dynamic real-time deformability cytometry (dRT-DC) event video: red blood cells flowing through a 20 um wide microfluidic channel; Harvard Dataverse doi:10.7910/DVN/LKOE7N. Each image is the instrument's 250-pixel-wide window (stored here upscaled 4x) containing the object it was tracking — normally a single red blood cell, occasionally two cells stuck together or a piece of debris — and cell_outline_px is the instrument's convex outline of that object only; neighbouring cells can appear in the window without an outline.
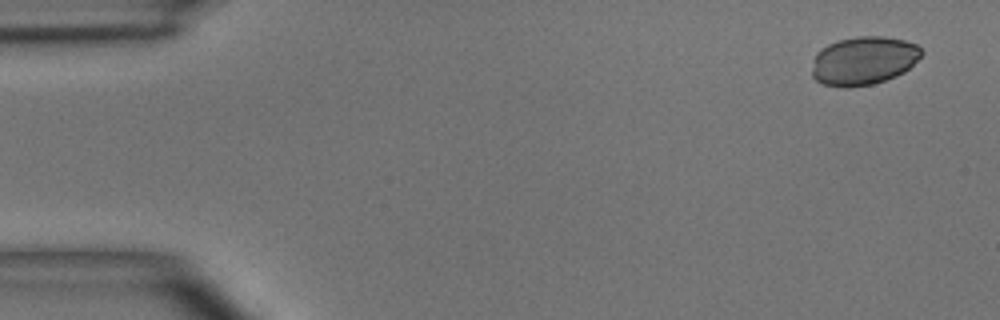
{"species": "common noctule bat (a hibernating species)", "species_latin": "Nyctalus noctula", "temperature_condition": "room temperature", "stored_images_in_passage": 5, "camera_frame_rate_fps": 3000, "um_per_image_px": 0.085, "animal": {"sex": "male", "body_mass_g": 15.6}, "frame": {"image": 1, "passage_image": 1, "time_ms": 0.0, "image_size_px": [1000, 320], "cell_outline_px": [[924, 52], [904, 72], [896, 76], [872, 84], [848, 88], [844, 88], [824, 84], [816, 80], [812, 76], [812, 60], [816, 52], [820, 48], [828, 44], [840, 40], [856, 36], [884, 36], [904, 40], [916, 44]], "centroid_in_image_um": [73.37, 5.15], "position_along_channel_um": 11.6, "area_um2": 31.04}}